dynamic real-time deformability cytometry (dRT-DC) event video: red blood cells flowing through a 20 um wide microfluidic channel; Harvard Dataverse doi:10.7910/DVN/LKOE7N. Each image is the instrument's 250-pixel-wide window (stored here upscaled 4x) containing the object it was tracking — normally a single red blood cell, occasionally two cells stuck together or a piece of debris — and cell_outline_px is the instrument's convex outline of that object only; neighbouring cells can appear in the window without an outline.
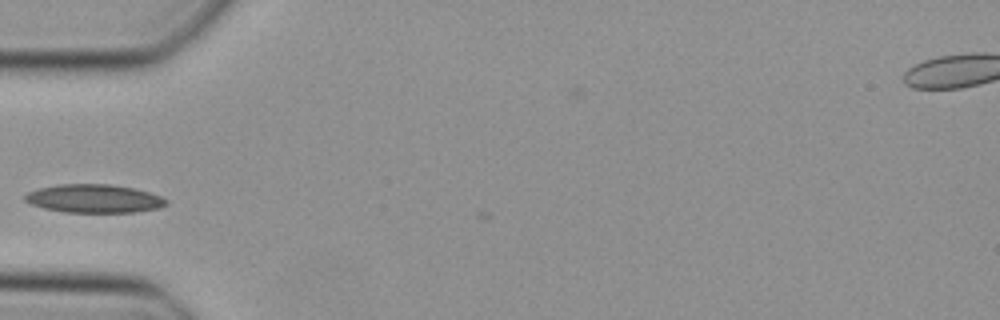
{"species": "Egyptian fruit bat (a non-hibernating species)", "species_latin": "Rousettus aegyptiacus", "temperature_condition": "cold", "stored_images_in_passage": 29, "camera_frame_rate_fps": 3000, "um_per_image_px": 0.085, "animal": {"sex": "female"}, "frame": {"image": 1, "passage_image": 1, "time_ms": 0.0, "image_size_px": [1000, 320], "cell_outline_px": [[168, 204], [160, 208], [136, 212], [64, 212], [44, 208], [32, 204], [24, 200], [24, 196], [28, 192], [40, 188], [60, 184], [112, 184], [136, 188], [160, 196], [168, 200]], "centroid_in_image_um": [8.04, 16.88], "position_along_channel_um": 77.0, "area_um2": 23.41}}
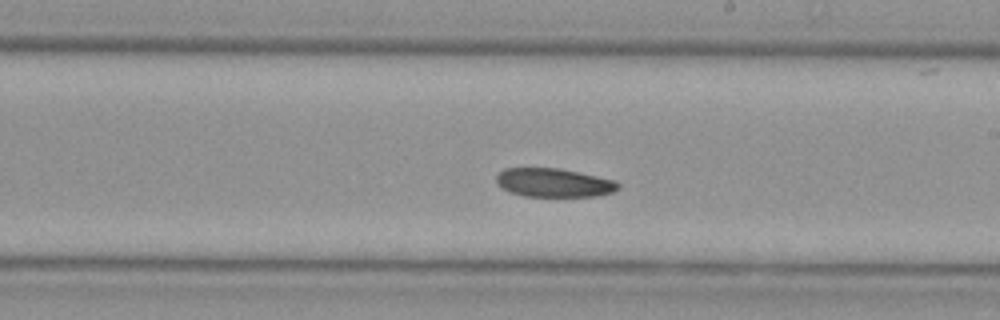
{"frame": {"image": 2, "passage_image": 13, "time_ms": 4.0, "image_size_px": [1000, 320], "cell_outline_px": [[620, 188], [612, 192], [596, 196], [524, 196], [500, 188], [496, 184], [496, 176], [504, 168], [560, 168], [616, 180], [620, 184]], "centroid_in_image_um": [47.07, 15.52], "position_along_channel_um": 241.9, "area_um2": 20.46}}
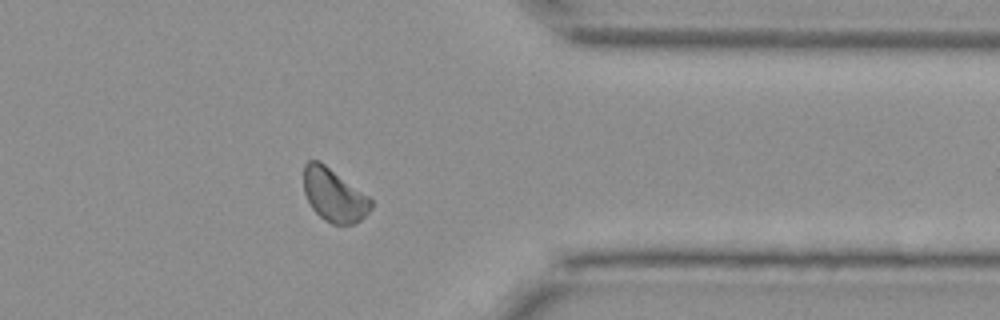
{"frame": {"image": 3, "passage_image": 24, "time_ms": 7.667, "image_size_px": [1000, 320], "cell_outline_px": [[372, 208], [360, 220], [352, 224], [332, 224], [324, 220], [312, 208], [304, 192], [304, 164], [308, 160], [320, 160], [368, 196], [372, 200]], "centroid_in_image_um": [28.38, 16.57], "position_along_channel_um": 383.0, "area_um2": 20.69}}